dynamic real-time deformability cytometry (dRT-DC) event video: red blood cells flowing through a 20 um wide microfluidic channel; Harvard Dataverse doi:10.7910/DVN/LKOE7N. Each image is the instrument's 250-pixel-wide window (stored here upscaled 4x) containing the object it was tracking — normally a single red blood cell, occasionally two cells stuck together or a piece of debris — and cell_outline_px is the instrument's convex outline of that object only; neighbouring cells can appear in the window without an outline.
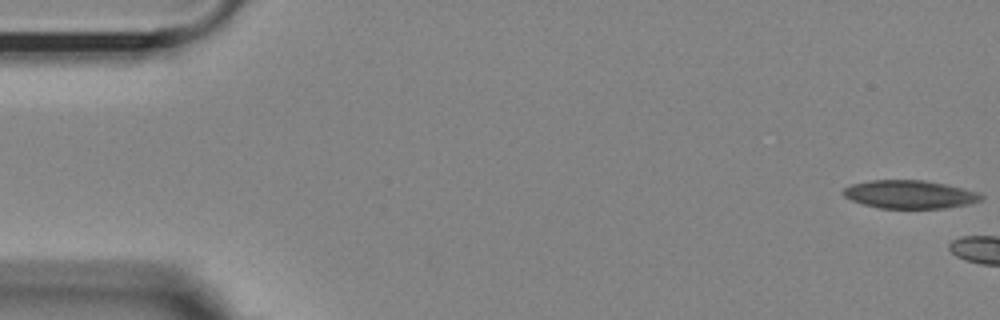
{"species": "Egyptian fruit bat (a non-hibernating species)", "species_latin": "Rousettus aegyptiacus", "temperature_condition": "room temperature", "stored_images_in_passage": 5, "camera_frame_rate_fps": 3000, "um_per_image_px": 0.085, "animal": {"sex": "female"}, "frame": {"image": 1, "passage_image": 1, "time_ms": 0.0, "image_size_px": [1000, 320], "cell_outline_px": [[984, 196], [980, 200], [972, 204], [948, 208], [880, 208], [864, 204], [852, 200], [844, 196], [840, 192], [844, 188], [852, 184], [868, 180], [924, 180], [948, 184], [964, 188], [976, 192]], "centroid_in_image_um": [77.34, 16.52], "position_along_channel_um": 7.7, "area_um2": 22.83}}